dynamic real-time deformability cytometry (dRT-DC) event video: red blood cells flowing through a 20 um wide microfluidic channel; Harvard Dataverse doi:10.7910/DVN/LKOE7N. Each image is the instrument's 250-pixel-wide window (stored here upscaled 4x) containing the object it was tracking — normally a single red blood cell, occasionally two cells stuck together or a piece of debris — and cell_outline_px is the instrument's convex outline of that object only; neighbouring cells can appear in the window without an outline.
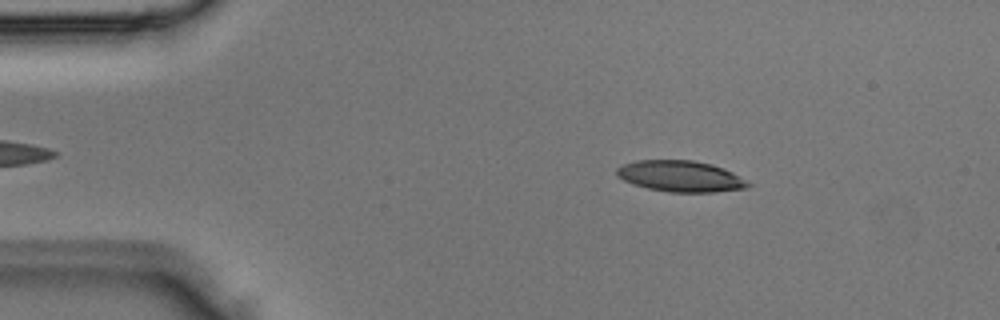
{"species": "Egyptian fruit bat (a non-hibernating species)", "species_latin": "Rousettus aegyptiacus", "temperature_condition": "room temperature", "stored_images_in_passage": 4, "segment_of_instrument_passage": [1, 2], "camera_frame_rate_fps": 3000, "um_per_image_px": 0.085, "animal": {"sex": "male"}, "frame": {"image": 1, "passage_image": 2, "time_ms": 0.333, "image_size_px": [1000, 320], "cell_outline_px": [[752, 184], [748, 188], [716, 192], [668, 192], [648, 188], [624, 180], [616, 176], [616, 168], [620, 164], [636, 160], [692, 160], [712, 164], [724, 168], [732, 172]], "centroid_in_image_um": [57.84, 14.97], "position_along_channel_um": 27.2, "area_um2": 23.93}}